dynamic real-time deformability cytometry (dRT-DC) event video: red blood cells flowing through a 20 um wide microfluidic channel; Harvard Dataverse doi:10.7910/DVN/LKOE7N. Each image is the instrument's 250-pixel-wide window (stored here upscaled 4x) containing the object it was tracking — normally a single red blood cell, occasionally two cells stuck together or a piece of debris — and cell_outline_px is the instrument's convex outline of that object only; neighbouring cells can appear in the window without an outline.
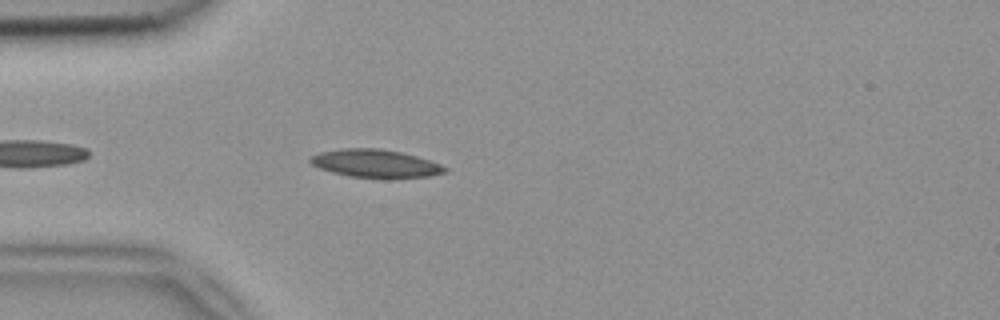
{"species": "common noctule bat (a hibernating species)", "species_latin": "Nyctalus noctula", "temperature_condition": "room temperature", "stored_images_in_passage": 4, "camera_frame_rate_fps": 3000, "um_per_image_px": 0.085, "animal": {"sex": "female", "body_mass_g": 18.4}, "frame": {"image": 1, "passage_image": 4, "time_ms": 1.0, "image_size_px": [1000, 320], "cell_outline_px": [[448, 172], [428, 176], [384, 180], [352, 176], [332, 172], [320, 168], [312, 164], [308, 160], [312, 156], [320, 152], [344, 148], [380, 148], [400, 152], [432, 160], [448, 168]], "centroid_in_image_um": [31.97, 13.92], "position_along_channel_um": 53.0, "area_um2": 22.37}}